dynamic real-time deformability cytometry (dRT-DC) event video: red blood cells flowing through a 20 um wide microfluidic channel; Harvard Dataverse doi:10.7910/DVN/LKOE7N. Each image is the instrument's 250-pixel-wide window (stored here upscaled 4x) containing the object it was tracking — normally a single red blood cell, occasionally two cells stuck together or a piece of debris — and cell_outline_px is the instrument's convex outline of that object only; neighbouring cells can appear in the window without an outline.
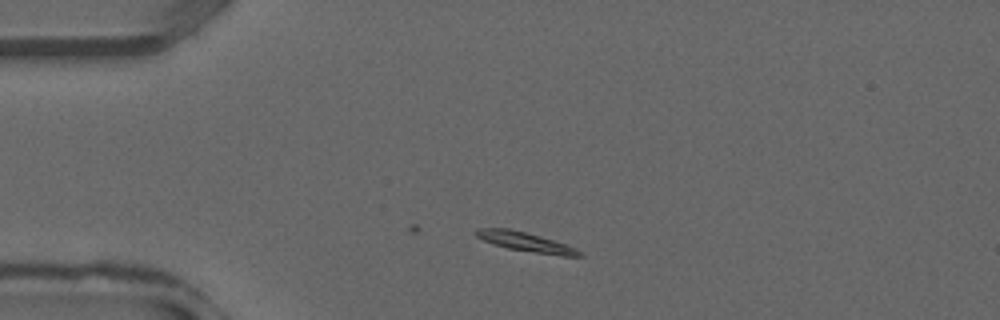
{"species": "common noctule bat (a hibernating species)", "species_latin": "Nyctalus noctula", "temperature_condition": "warm", "stored_images_in_passage": 11, "camera_frame_rate_fps": 3000, "um_per_image_px": 0.085, "animal": {"sex": "male", "forearm_length_mm": 52.5}, "frame": {"image": 1, "passage_image": 1, "time_ms": 0.0, "image_size_px": [1000, 320], "cell_outline_px": [[584, 256], [564, 256], [508, 248], [484, 240], [476, 236], [472, 232], [476, 228], [508, 228], [540, 236], [576, 248]], "centroid_in_image_um": [44.63, 20.54], "position_along_channel_um": 40.4, "area_um2": 11.27}}